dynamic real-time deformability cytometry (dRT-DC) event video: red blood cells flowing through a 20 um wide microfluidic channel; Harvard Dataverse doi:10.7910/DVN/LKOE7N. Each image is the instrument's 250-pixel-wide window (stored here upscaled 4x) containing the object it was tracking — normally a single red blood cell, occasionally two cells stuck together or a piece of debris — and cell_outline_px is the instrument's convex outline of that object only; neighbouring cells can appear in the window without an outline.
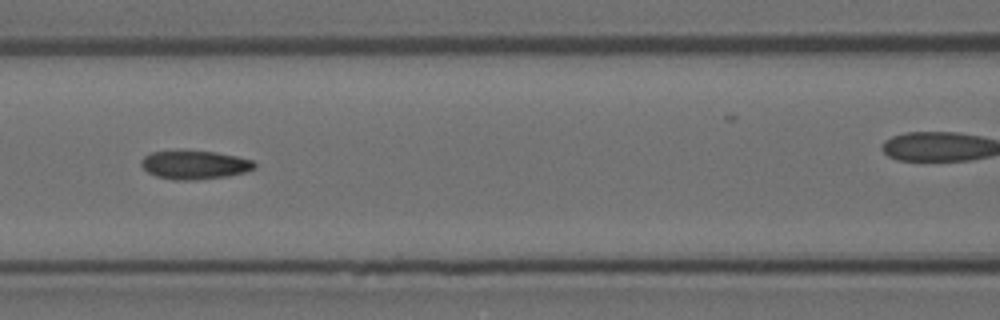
{"species": "Egyptian fruit bat (a non-hibernating species)", "species_latin": "Rousettus aegyptiacus", "temperature_condition": "room temperature", "stored_images_in_passage": 10, "camera_frame_rate_fps": 3000, "um_per_image_px": 0.085, "animal": {"sex": "female"}, "frame": {"image": 1, "passage_image": 4, "time_ms": 1.0, "image_size_px": [1000, 320], "cell_outline_px": [[256, 168], [244, 172], [228, 176], [196, 180], [172, 180], [156, 176], [148, 172], [140, 164], [140, 160], [144, 156], [152, 152], [216, 152], [236, 156], [252, 160], [256, 164]], "centroid_in_image_um": [16.55, 14.04], "position_along_channel_um": 150.0, "area_um2": 18.61}}
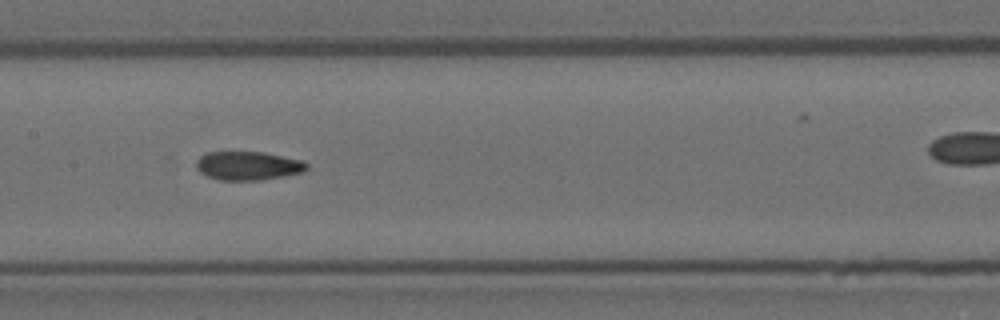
{"frame": {"image": 2, "passage_image": 5, "time_ms": 1.333, "image_size_px": [1000, 320], "cell_outline_px": [[308, 168], [304, 172], [260, 180], [220, 180], [208, 176], [200, 172], [196, 168], [196, 160], [200, 156], [208, 152], [264, 152], [304, 160], [308, 164]], "centroid_in_image_um": [21.1, 14.08], "position_along_channel_um": 186.3, "area_um2": 18.55}}
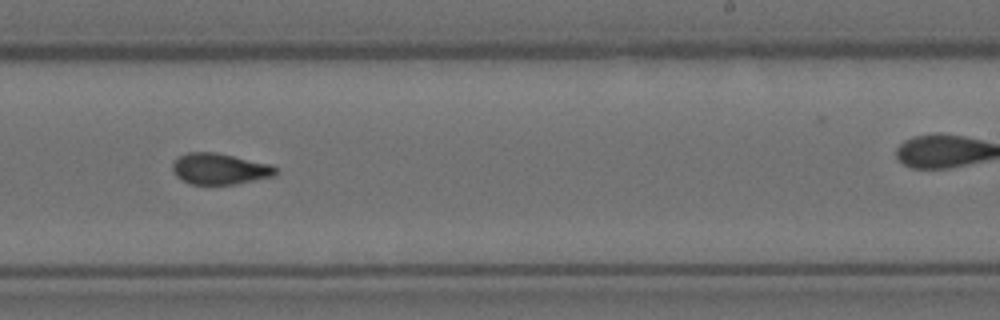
{"frame": {"image": 3, "passage_image": 7, "time_ms": 2.0, "image_size_px": [1000, 320], "cell_outline_px": [[276, 176], [236, 184], [192, 184], [176, 176], [172, 172], [172, 164], [180, 156], [188, 152], [216, 152], [272, 164], [276, 168]], "centroid_in_image_um": [18.7, 14.35], "position_along_channel_um": 270.3, "area_um2": 18.73}}